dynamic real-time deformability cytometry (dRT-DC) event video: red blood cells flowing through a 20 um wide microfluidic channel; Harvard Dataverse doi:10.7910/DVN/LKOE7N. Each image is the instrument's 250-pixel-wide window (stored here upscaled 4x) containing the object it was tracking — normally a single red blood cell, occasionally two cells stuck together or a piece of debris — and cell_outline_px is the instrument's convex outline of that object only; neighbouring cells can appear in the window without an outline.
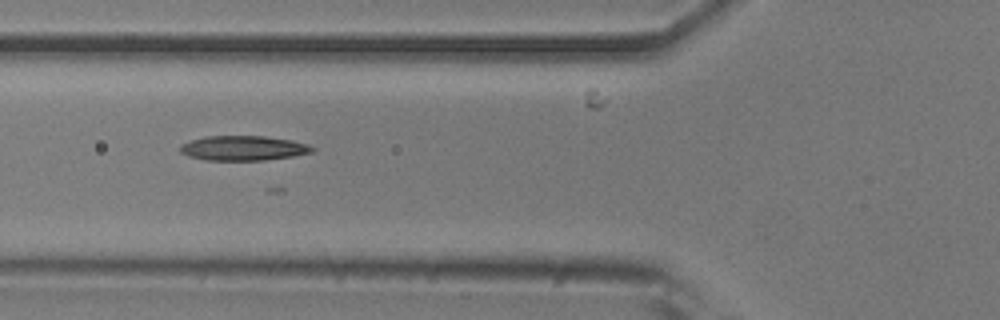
{"species": "common noctule bat (a hibernating species)", "species_latin": "Nyctalus noctula", "temperature_condition": "room temperature", "stored_images_in_passage": 29, "camera_frame_rate_fps": 3000, "um_per_image_px": 0.085, "animal": {"sex": "male", "body_mass_g": 20.5, "forearm_length_mm": 52.5}, "frame": {"image": 1, "passage_image": 3, "time_ms": 0.667, "image_size_px": [1000, 320], "cell_outline_px": [[316, 148], [312, 152], [292, 156], [264, 160], [208, 160], [188, 156], [180, 152], [180, 144], [204, 136], [264, 136], [292, 140], [308, 144]], "centroid_in_image_um": [20.68, 12.58], "position_along_channel_um": 105.1, "area_um2": 19.02}}
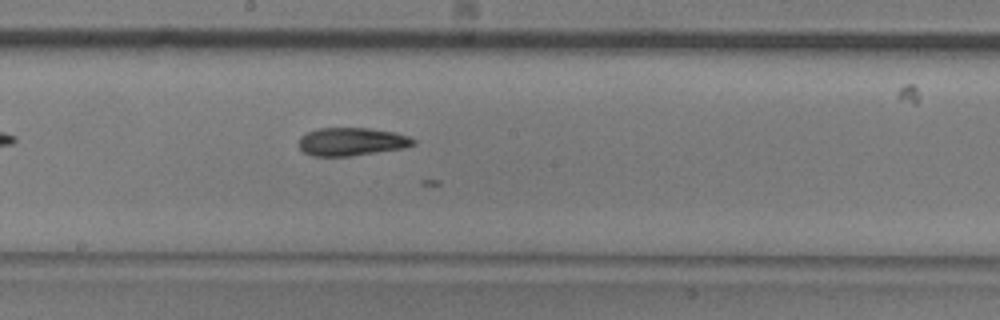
{"frame": {"image": 2, "passage_image": 12, "time_ms": 3.667, "image_size_px": [1000, 320], "cell_outline_px": [[416, 144], [404, 148], [352, 156], [312, 156], [304, 152], [300, 148], [300, 136], [308, 132], [320, 128], [372, 128], [396, 132], [408, 136], [416, 140]], "centroid_in_image_um": [29.93, 12.04], "position_along_channel_um": 218.3, "area_um2": 18.84}}
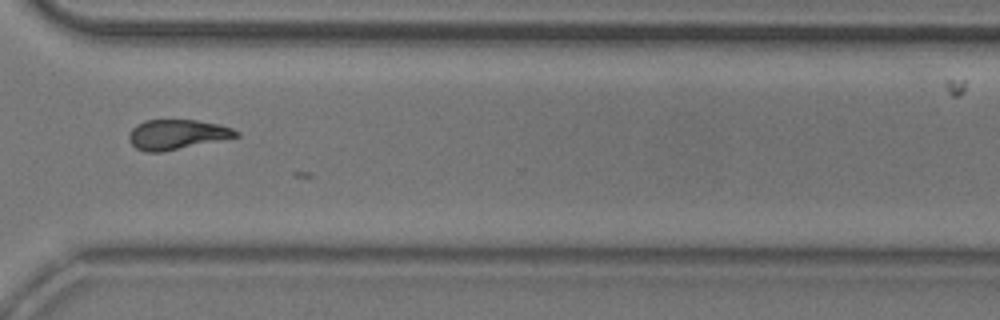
{"frame": {"image": 3, "passage_image": 23, "time_ms": 7.333, "image_size_px": [1000, 320], "cell_outline_px": [[240, 136], [160, 152], [144, 152], [136, 148], [132, 144], [128, 136], [132, 128], [136, 124], [144, 120], [196, 120], [220, 124], [232, 128], [240, 132]], "centroid_in_image_um": [15.03, 11.42], "position_along_channel_um": 355.6, "area_um2": 18.55}}